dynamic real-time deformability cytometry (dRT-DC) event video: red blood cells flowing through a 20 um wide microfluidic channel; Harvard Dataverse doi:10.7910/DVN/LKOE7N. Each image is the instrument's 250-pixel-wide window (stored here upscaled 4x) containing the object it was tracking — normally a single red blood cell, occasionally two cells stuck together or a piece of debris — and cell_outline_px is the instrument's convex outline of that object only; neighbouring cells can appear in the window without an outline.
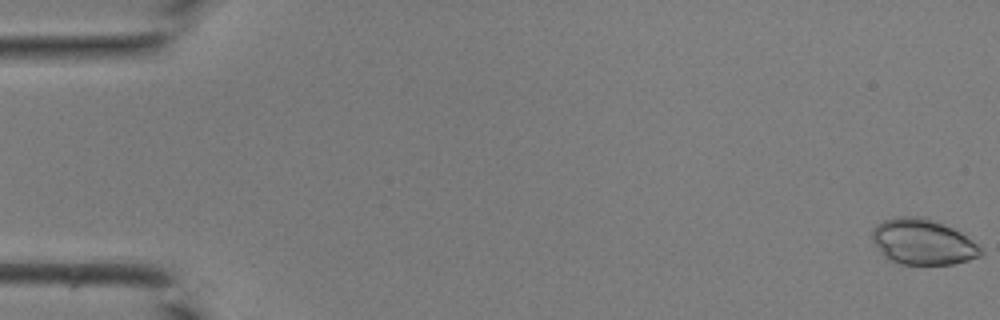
{"species": "common noctule bat (a hibernating species)", "species_latin": "Nyctalus noctula", "temperature_condition": "room temperature", "stored_images_in_passage": 43, "camera_frame_rate_fps": 3000, "um_per_image_px": 0.085, "animal": {"sex": "male", "body_mass_g": 19.0, "forearm_length_mm": 50.8}, "frame": {"image": 1, "passage_image": 1, "time_ms": 0.0, "image_size_px": [1000, 320], "cell_outline_px": [[984, 252], [980, 256], [968, 260], [952, 264], [900, 264], [888, 260], [880, 252], [872, 240], [872, 228], [876, 224], [884, 220], [896, 216], [924, 216], [952, 228], [960, 232], [976, 244]], "centroid_in_image_um": [78.39, 20.55], "position_along_channel_um": 6.6, "area_um2": 28.9}}
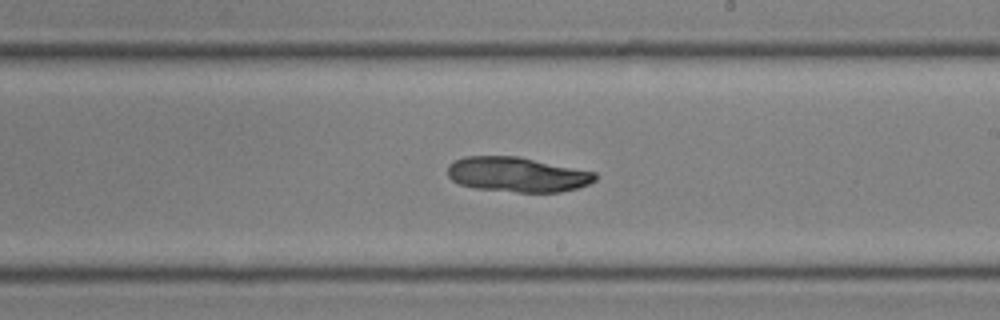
{"frame": {"image": 2, "passage_image": 26, "time_ms": 8.333, "image_size_px": [1000, 320], "cell_outline_px": [[596, 180], [588, 184], [576, 188], [560, 192], [516, 192], [476, 188], [460, 184], [452, 180], [448, 176], [448, 164], [464, 156], [520, 156], [596, 172]], "centroid_in_image_um": [43.97, 14.82], "position_along_channel_um": 245.0, "area_um2": 30.06}}
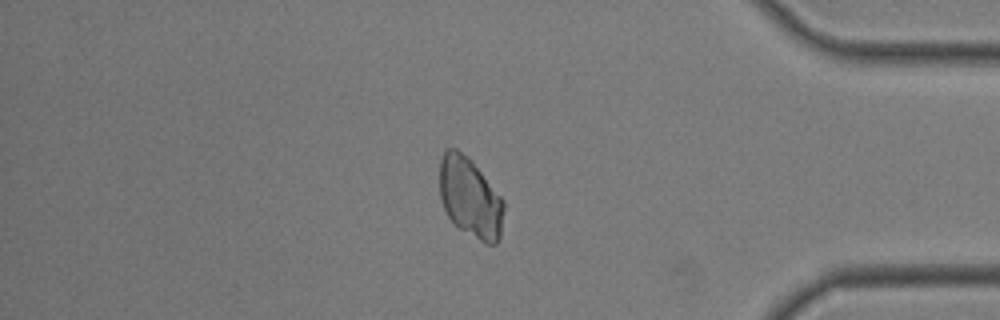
{"frame": {"image": 3, "passage_image": 37, "time_ms": 12.0, "image_size_px": [1000, 320], "cell_outline_px": [[504, 208], [500, 236], [496, 244], [484, 244], [460, 228], [448, 216], [440, 200], [440, 156], [444, 148], [456, 148], [468, 156], [472, 160], [504, 200]], "centroid_in_image_um": [39.95, 16.76], "position_along_channel_um": 395.2, "area_um2": 30.11}}